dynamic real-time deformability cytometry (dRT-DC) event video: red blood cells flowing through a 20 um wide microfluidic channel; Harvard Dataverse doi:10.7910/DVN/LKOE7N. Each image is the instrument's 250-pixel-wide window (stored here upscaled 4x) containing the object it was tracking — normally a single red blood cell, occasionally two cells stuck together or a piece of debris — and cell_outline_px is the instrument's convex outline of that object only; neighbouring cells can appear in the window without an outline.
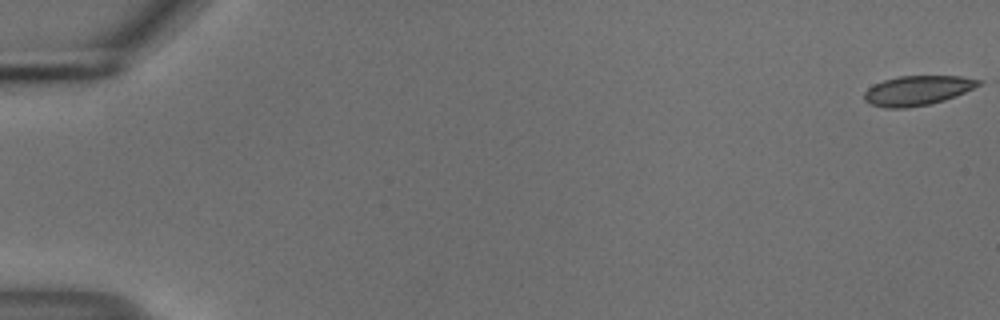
{"species": "common noctule bat (a hibernating species)", "species_latin": "Nyctalus noctula", "temperature_condition": "cold", "stored_images_in_passage": 18, "camera_frame_rate_fps": 3000, "um_per_image_px": 0.085, "animal": {"sex": "male", "body_mass_g": 18.8}, "frame": {"image": 1, "passage_image": 1, "time_ms": 0.0, "image_size_px": [1000, 320], "cell_outline_px": [[984, 80], [980, 84], [956, 96], [944, 100], [928, 104], [904, 108], [884, 108], [872, 104], [864, 100], [864, 92], [872, 84], [884, 80], [900, 76], [960, 76]], "centroid_in_image_um": [77.96, 7.68], "position_along_channel_um": 7.0, "area_um2": 19.65}}
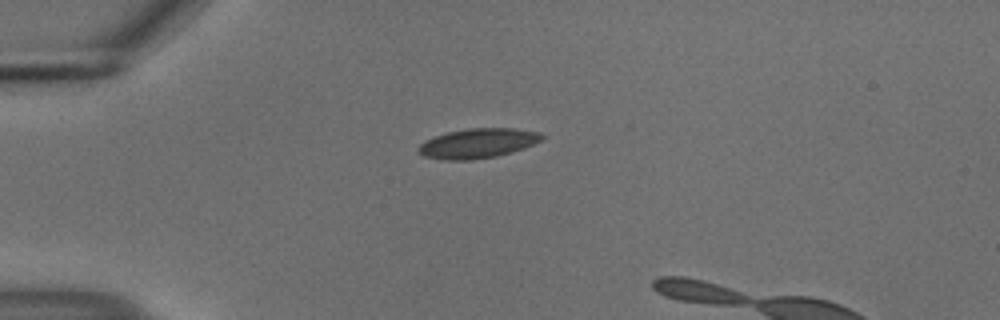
{"frame": {"image": 2, "passage_image": 15, "time_ms": 4.667, "image_size_px": [1000, 320], "cell_outline_px": [[544, 140], [524, 148], [512, 152], [496, 156], [472, 160], [444, 160], [424, 156], [416, 152], [416, 148], [424, 140], [448, 132], [468, 128], [512, 128], [540, 132], [544, 136]], "centroid_in_image_um": [40.61, 12.18], "position_along_channel_um": 44.4, "area_um2": 21.56}}